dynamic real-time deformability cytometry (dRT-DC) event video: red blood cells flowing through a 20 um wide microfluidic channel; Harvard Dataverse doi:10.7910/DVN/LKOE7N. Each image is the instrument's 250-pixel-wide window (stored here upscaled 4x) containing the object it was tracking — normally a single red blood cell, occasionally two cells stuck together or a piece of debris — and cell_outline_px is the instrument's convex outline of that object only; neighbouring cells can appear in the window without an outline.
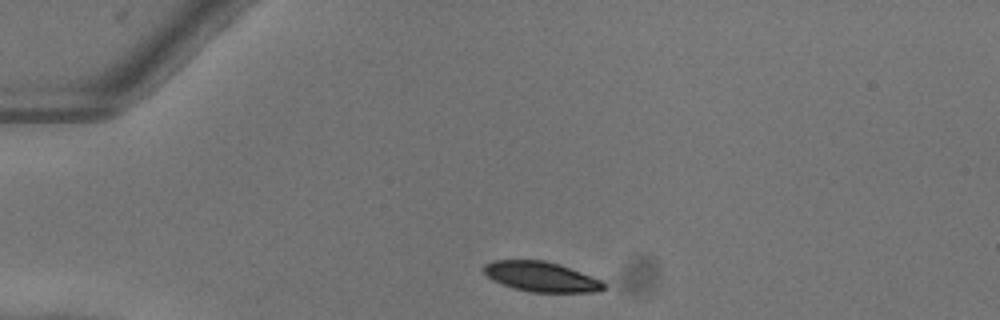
{"species": "common noctule bat (a hibernating species)", "species_latin": "Nyctalus noctula", "temperature_condition": "warm", "stored_images_in_passage": 40, "camera_frame_rate_fps": 3000, "um_per_image_px": 0.085, "animal": {"sex": "female"}, "frame": {"image": 1, "passage_image": 1, "time_ms": 0.0, "image_size_px": [1000, 320], "cell_outline_px": [[608, 284], [604, 288], [596, 292], [532, 292], [512, 288], [492, 280], [480, 268], [484, 264], [492, 260], [544, 260], [604, 280]], "centroid_in_image_um": [45.98, 23.52], "position_along_channel_um": 39.0, "area_um2": 21.04}}
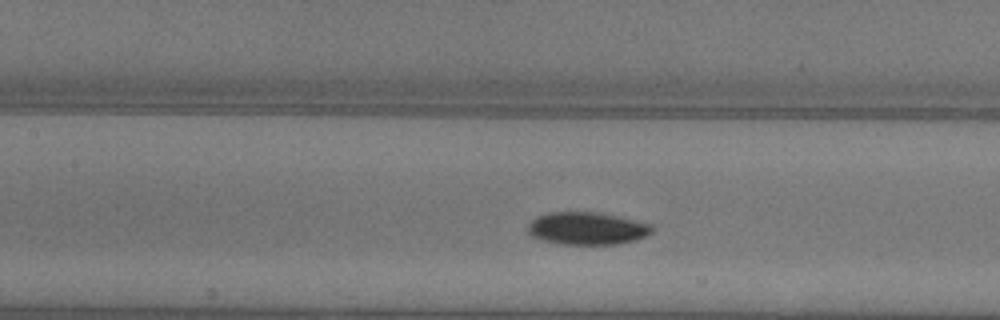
{"frame": {"image": 2, "passage_image": 13, "time_ms": 4.0, "image_size_px": [1000, 320], "cell_outline_px": [[652, 232], [648, 236], [636, 240], [616, 244], [560, 244], [540, 240], [532, 236], [528, 232], [528, 224], [536, 216], [548, 212], [604, 212], [644, 220], [652, 224]], "centroid_in_image_um": [49.97, 19.39], "position_along_channel_um": 157.4, "area_um2": 24.28}}
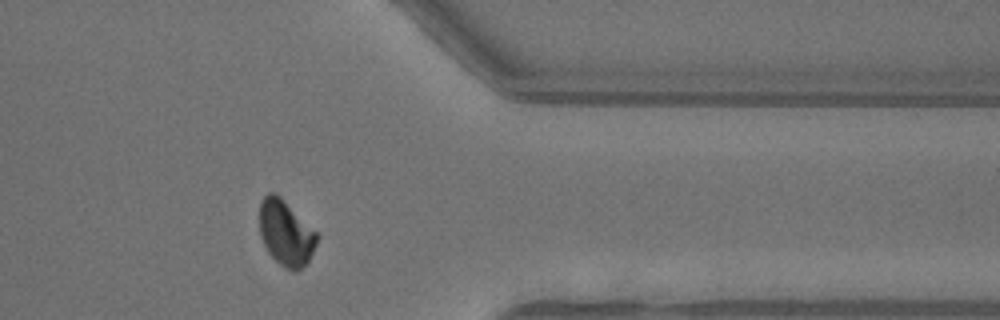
{"frame": {"image": 3, "passage_image": 31, "time_ms": 10.0, "image_size_px": [1000, 320], "cell_outline_px": [[320, 236], [308, 260], [296, 272], [292, 272], [284, 268], [268, 252], [260, 236], [260, 200], [268, 192], [276, 192]], "centroid_in_image_um": [24.28, 19.79], "position_along_channel_um": 387.1, "area_um2": 21.73}, "authors_computed_cell_mechanics": {"area_um2": 22.9466, "velocity_mm_per_s": 4.036, "shape_relaxation_time_tau1_ms": 3.1091, "shape_relaxation_time_tau2_ms": null, "deformation_change_tau1": 0.1275, "deformation_change_tau2": null}}